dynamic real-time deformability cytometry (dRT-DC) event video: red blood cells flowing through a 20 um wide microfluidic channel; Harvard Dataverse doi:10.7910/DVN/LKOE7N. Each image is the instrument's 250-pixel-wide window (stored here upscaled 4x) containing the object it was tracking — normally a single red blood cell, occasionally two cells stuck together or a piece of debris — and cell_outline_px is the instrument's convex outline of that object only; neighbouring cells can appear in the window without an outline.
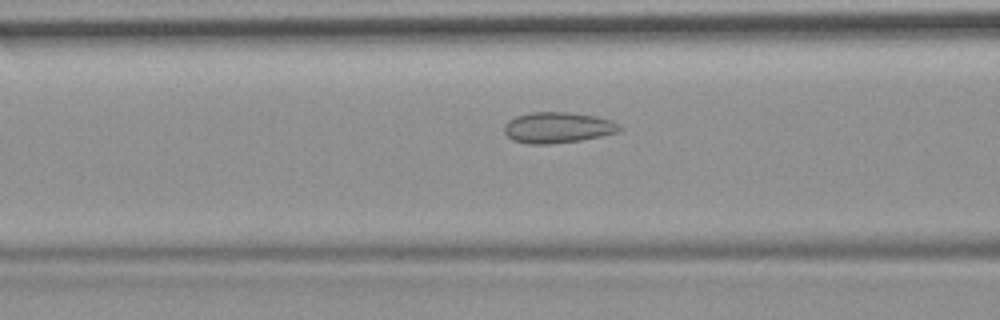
{"species": "common noctule bat (a hibernating species)", "species_latin": "Nyctalus noctula", "temperature_condition": "room temperature", "stored_images_in_passage": 28, "camera_frame_rate_fps": 3000, "um_per_image_px": 0.085, "animal": {"sex": "female", "body_mass_g": 19.9}, "frame": {"image": 1, "passage_image": 5, "time_ms": 1.333, "image_size_px": [1000, 320], "cell_outline_px": [[624, 128], [620, 132], [580, 140], [552, 144], [528, 144], [512, 140], [504, 132], [504, 124], [508, 120], [516, 116], [528, 112], [568, 112], [596, 116], [612, 120], [620, 124]], "centroid_in_image_um": [47.42, 10.84], "position_along_channel_um": 119.2, "area_um2": 21.04}}
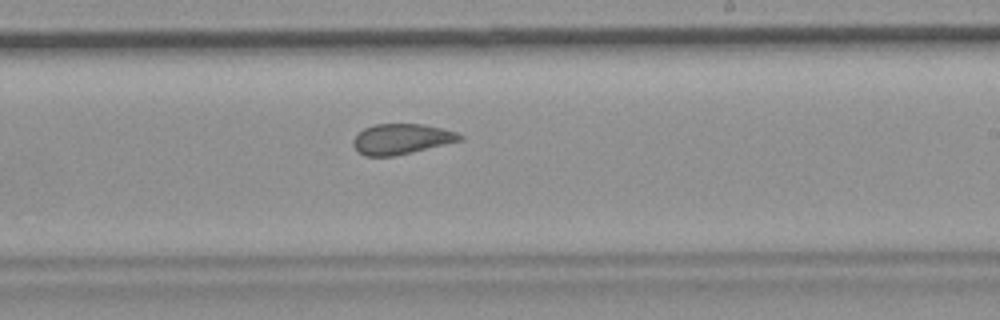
{"frame": {"image": 2, "passage_image": 16, "time_ms": 5.0, "image_size_px": [1000, 320], "cell_outline_px": [[464, 140], [412, 152], [392, 156], [364, 156], [356, 152], [352, 144], [352, 140], [364, 128], [376, 124], [424, 124], [456, 132], [464, 136]], "centroid_in_image_um": [34.11, 11.82], "position_along_channel_um": 254.9, "area_um2": 18.96}}